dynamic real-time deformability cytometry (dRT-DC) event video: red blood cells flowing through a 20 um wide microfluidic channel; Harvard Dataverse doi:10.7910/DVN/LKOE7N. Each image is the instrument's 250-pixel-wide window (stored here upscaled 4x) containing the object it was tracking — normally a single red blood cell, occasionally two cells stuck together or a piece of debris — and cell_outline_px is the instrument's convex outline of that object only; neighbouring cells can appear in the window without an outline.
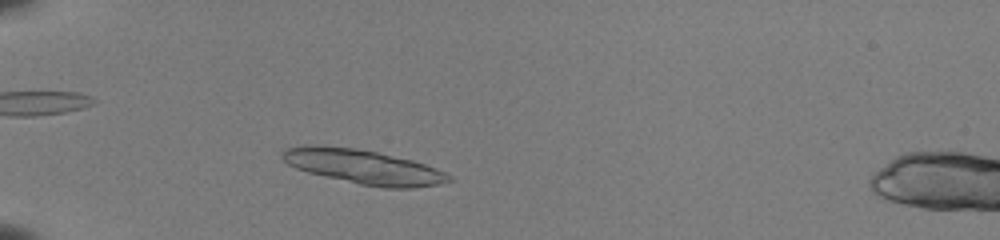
{"species": "common noctule bat (a hibernating species)", "species_latin": "Nyctalus noctula", "temperature_condition": "room temperature", "stored_images_in_passage": 42, "camera_frame_rate_fps": 3000, "um_per_image_px": 0.085, "animal": {"sex": "female", "body_mass_g": 22.0, "forearm_length_mm": 56.7}, "frame": {"image": 1, "passage_image": 7, "time_ms": 2.0, "image_size_px": [1000, 240], "cell_outline_px": [[452, 180], [440, 184], [412, 188], [384, 188], [360, 184], [308, 172], [296, 168], [288, 164], [280, 156], [280, 152], [288, 148], [308, 144], [356, 148], [376, 152], [412, 160], [436, 168], [452, 176]], "centroid_in_image_um": [30.89, 14.17], "position_along_channel_um": 54.1, "area_um2": 33.18}, "authors_computed_cell_mechanics": {"area_um2": 17.8602, "velocity_mm_per_s": 3.9789, "shape_relaxation_time_tau1_ms": null, "shape_relaxation_time_tau2_ms": 0.7386, "deformation_change_tau1": null, "deformation_change_tau2": 0.0459}}